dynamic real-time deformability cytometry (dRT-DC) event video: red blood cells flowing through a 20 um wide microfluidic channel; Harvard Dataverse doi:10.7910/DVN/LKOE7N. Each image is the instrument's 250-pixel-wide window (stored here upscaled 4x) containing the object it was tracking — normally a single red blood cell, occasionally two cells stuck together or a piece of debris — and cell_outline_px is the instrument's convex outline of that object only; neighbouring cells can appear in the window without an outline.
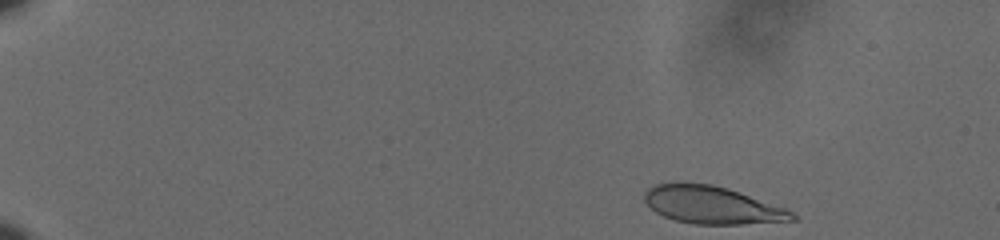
{"species": "human", "species_latin": "Homo sapiens", "temperature_condition": "cold", "stored_images_in_passage": 52, "camera_frame_rate_fps": 3000, "um_per_image_px": 0.085, "donor": {"sex": "male"}, "frame": {"image": 1, "passage_image": 1, "time_ms": 0.0, "image_size_px": [1000, 240], "cell_outline_px": [[796, 220], [740, 224], [692, 224], [676, 220], [664, 216], [656, 212], [644, 200], [644, 192], [648, 188], [656, 184], [680, 180], [712, 184], [728, 188], [784, 208], [792, 212], [796, 216]], "centroid_in_image_um": [60.46, 17.39], "position_along_channel_um": 24.5, "area_um2": 32.48}}
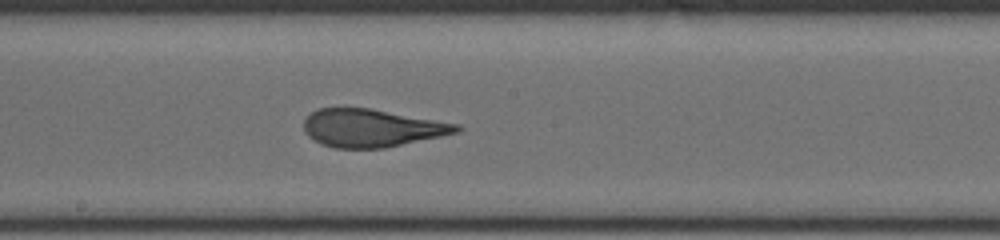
{"frame": {"image": 2, "passage_image": 28, "time_ms": 9.0, "image_size_px": [1000, 240], "cell_outline_px": [[464, 128], [460, 132], [384, 148], [336, 148], [320, 144], [308, 136], [304, 132], [304, 116], [320, 108], [372, 108], [460, 124]], "centroid_in_image_um": [31.61, 10.87], "position_along_channel_um": 216.6, "area_um2": 33.93}}
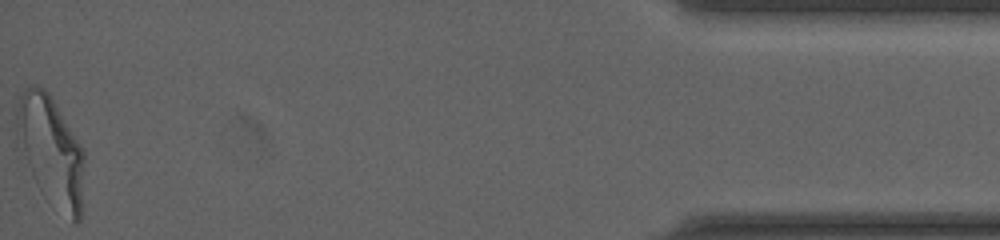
{"frame": {"image": 3, "passage_image": 52, "time_ms": 17.0, "image_size_px": [1000, 240], "cell_outline_px": [[84, 160], [80, 220], [76, 224], [72, 224], [40, 192], [16, 148], [16, 108], [20, 96], [24, 88], [32, 84], [36, 84], [44, 88], [48, 92], [56, 104], [84, 148]], "centroid_in_image_um": [4.29, 12.83], "position_along_channel_um": 430.9, "area_um2": 44.22}, "authors_computed_cell_mechanics": {"area_um2": 34.4777, "velocity_mm_per_s": 3.6062, "shape_relaxation_time_tau1_ms": 6.1724, "shape_relaxation_time_tau2_ms": 0.909, "deformation_change_tau1": 0.2189, "deformation_change_tau2": 0.0823}}